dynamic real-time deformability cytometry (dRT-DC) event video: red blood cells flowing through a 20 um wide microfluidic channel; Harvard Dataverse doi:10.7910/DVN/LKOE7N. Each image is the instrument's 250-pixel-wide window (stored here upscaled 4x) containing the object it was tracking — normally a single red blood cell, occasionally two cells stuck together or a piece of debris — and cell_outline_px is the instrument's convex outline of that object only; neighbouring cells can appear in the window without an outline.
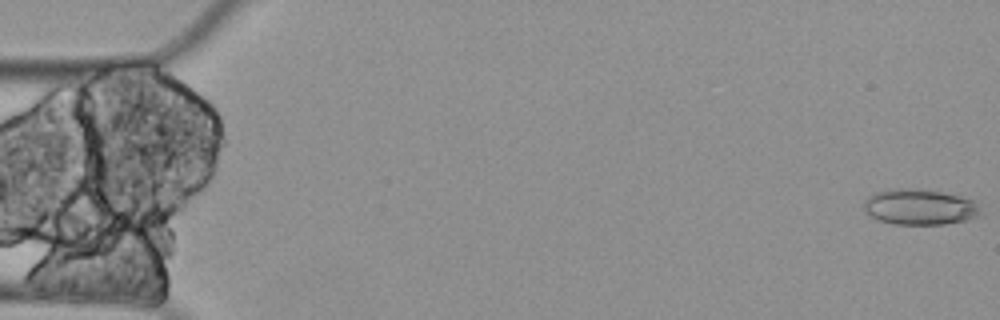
{"species": "Egyptian fruit bat (a non-hibernating species)", "species_latin": "Rousettus aegyptiacus", "temperature_condition": "cold", "stored_images_in_passage": 5, "camera_frame_rate_fps": 3000, "um_per_image_px": 0.085, "animal": {"sex": "female"}, "frame": {"image": 1, "passage_image": 1, "time_ms": 0.0, "image_size_px": [1000, 320], "cell_outline_px": [[980, 216], [964, 220], [944, 224], [892, 224], [880, 220], [872, 216], [864, 208], [864, 200], [868, 196], [876, 192], [892, 188], [908, 188], [940, 192], [960, 196], [976, 200]], "centroid_in_image_um": [78.17, 17.59], "position_along_channel_um": 6.8, "area_um2": 24.04}}
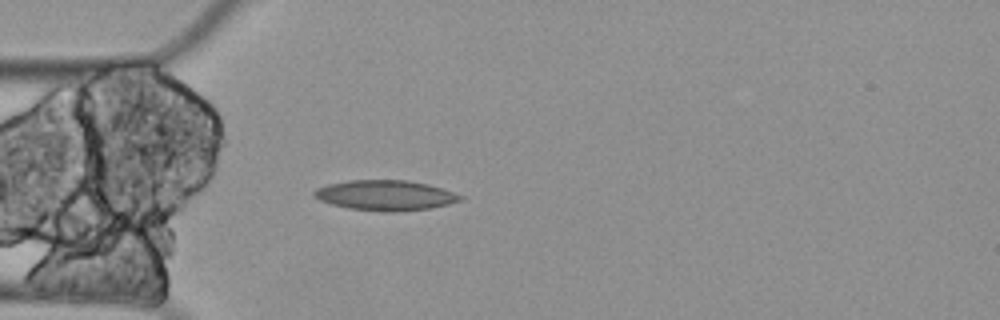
{"frame": {"image": 2, "passage_image": 5, "time_ms": 1.333, "image_size_px": [1000, 320], "cell_outline_px": [[464, 200], [448, 204], [428, 208], [392, 212], [388, 212], [348, 208], [332, 204], [320, 200], [312, 192], [316, 188], [328, 184], [348, 180], [408, 180], [428, 184], [464, 196]], "centroid_in_image_um": [32.76, 16.59], "position_along_channel_um": 52.2, "area_um2": 25.55}}